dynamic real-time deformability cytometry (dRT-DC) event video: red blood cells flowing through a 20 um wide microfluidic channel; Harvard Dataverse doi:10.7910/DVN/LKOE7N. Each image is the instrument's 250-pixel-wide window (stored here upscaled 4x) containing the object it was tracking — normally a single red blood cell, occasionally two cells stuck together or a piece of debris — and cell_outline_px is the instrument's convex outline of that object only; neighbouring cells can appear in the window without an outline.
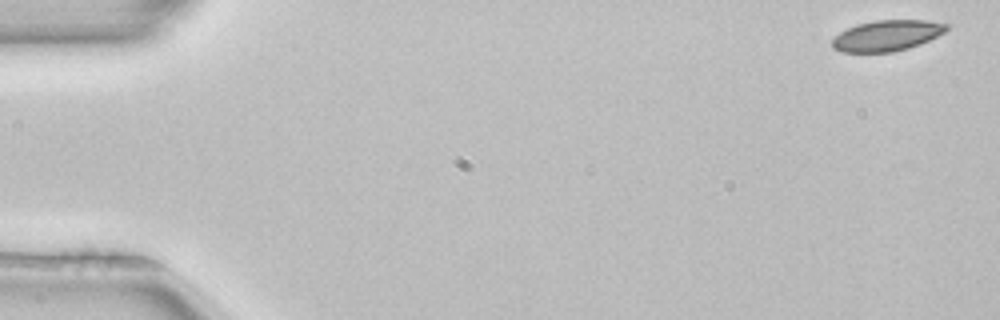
{"species": "common noctule bat (a hibernating species)", "species_latin": "Nyctalus noctula", "temperature_condition": "room temperature", "stored_images_in_passage": 6, "camera_frame_rate_fps": 3000, "um_per_image_px": 0.085, "animal": {"sex": "female", "body_mass_g": 22.7, "forearm_length_mm": 54.2}, "frame": {"image": 1, "passage_image": 1, "time_ms": 0.0, "image_size_px": [1000, 320], "cell_outline_px": [[948, 28], [944, 32], [920, 44], [908, 48], [892, 52], [840, 52], [832, 48], [832, 40], [840, 32], [856, 24], [876, 20], [928, 20], [948, 24]], "centroid_in_image_um": [75.37, 3.02], "position_along_channel_um": 9.6, "area_um2": 20.46}}